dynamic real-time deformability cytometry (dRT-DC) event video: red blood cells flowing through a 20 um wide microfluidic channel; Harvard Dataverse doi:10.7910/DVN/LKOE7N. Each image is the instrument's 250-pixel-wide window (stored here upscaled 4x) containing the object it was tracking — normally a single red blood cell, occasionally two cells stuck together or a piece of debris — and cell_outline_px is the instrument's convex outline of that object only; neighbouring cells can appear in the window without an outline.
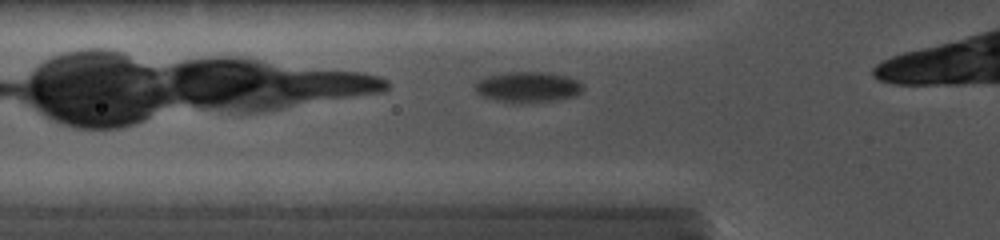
{"species": "common noctule bat (a hibernating species)", "species_latin": "Nyctalus noctula", "temperature_condition": "cold", "stored_images_in_passage": 7, "segment_of_instrument_passage": [1, 2], "camera_frame_rate_fps": 5000, "um_per_image_px": 0.085, "animal": {"sex": "female", "body_mass_g": 19.0, "forearm_length_mm": 56.7}, "frame": {"image": 1, "passage_image": 5, "time_ms": 0.8, "image_size_px": [1000, 240], "cell_outline_px": [[584, 88], [576, 96], [552, 100], [524, 104], [520, 104], [496, 100], [480, 96], [472, 88], [480, 80], [488, 76], [508, 72], [544, 72], [568, 76], [584, 84]], "centroid_in_image_um": [44.87, 7.41], "position_along_channel_um": 80.9, "area_um2": 19.42}}